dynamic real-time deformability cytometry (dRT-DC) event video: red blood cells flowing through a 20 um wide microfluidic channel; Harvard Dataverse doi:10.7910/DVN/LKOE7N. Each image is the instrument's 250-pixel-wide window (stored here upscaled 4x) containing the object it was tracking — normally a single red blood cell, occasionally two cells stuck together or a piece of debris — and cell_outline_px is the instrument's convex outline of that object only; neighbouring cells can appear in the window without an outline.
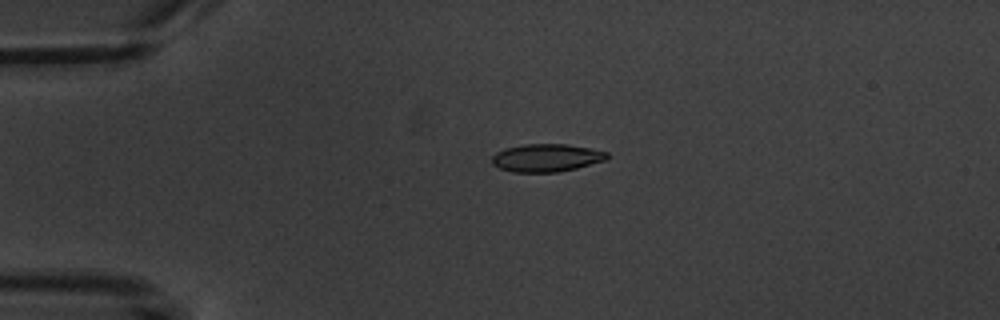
{"species": "common noctule bat (a hibernating species)", "species_latin": "Nyctalus noctula", "temperature_condition": "warm", "stored_images_in_passage": 2, "camera_frame_rate_fps": 3000, "um_per_image_px": 0.085, "animal": {"sex": "male", "body_mass_g": 20.1, "forearm_length_mm": 53.5}, "frame": {"image": 1, "passage_image": 1, "time_ms": 0.0, "image_size_px": [1000, 320], "cell_outline_px": [[608, 160], [576, 168], [556, 172], [512, 172], [500, 168], [492, 164], [492, 156], [496, 152], [504, 148], [524, 144], [568, 144], [608, 152]], "centroid_in_image_um": [46.44, 13.41], "position_along_channel_um": 38.6, "area_um2": 18.73}}